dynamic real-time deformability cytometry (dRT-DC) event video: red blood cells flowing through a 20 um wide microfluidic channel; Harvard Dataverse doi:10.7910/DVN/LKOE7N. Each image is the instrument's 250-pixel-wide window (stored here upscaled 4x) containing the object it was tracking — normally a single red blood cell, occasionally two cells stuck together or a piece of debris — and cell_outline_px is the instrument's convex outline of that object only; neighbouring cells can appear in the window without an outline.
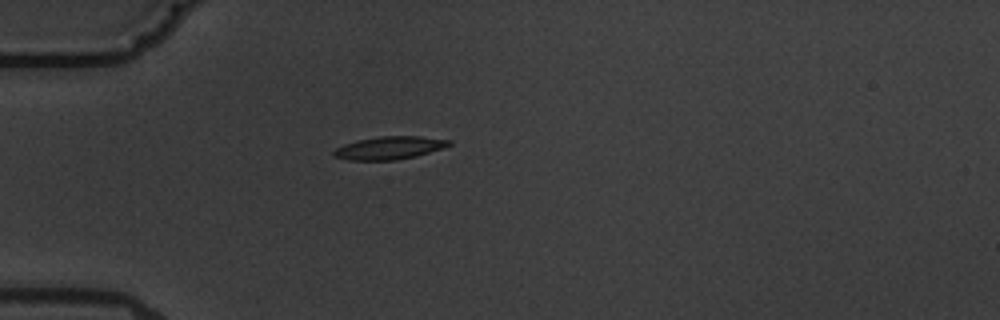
{"species": "common noctule bat (a hibernating species)", "species_latin": "Nyctalus noctula", "temperature_condition": "warm", "stored_images_in_passage": 1, "camera_frame_rate_fps": 3000, "um_per_image_px": 0.085, "animal": {"sex": "male", "body_mass_g": 19.5, "forearm_length_mm": 54.6}, "frame": {"image": 1, "passage_image": 1, "time_ms": 0.0, "image_size_px": [1000, 320], "cell_outline_px": [[452, 144], [416, 156], [396, 160], [348, 160], [332, 156], [332, 152], [336, 148], [344, 144], [360, 140], [380, 136], [420, 136], [452, 140]], "centroid_in_image_um": [33.07, 12.57], "position_along_channel_um": 51.9, "area_um2": 15.26}}